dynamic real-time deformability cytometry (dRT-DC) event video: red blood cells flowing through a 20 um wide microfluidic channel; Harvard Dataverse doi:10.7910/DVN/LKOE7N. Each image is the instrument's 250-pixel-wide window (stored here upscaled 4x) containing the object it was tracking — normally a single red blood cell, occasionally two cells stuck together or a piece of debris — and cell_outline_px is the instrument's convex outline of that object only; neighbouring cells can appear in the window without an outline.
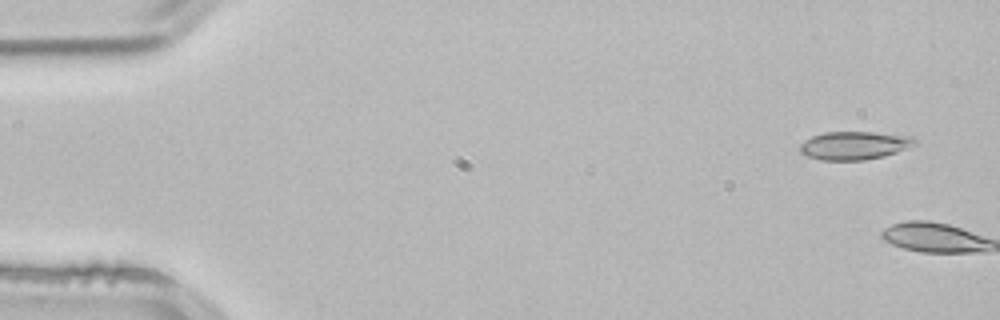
{"species": "common noctule bat (a hibernating species)", "species_latin": "Nyctalus noctula", "temperature_condition": "room temperature", "stored_images_in_passage": 4, "camera_frame_rate_fps": 3000, "um_per_image_px": 0.085, "animal": {"sex": "male", "body_mass_g": 21.5, "forearm_length_mm": 52.0}, "frame": {"image": 1, "passage_image": 1, "time_ms": 0.0, "image_size_px": [1000, 320], "cell_outline_px": [[920, 144], [884, 156], [864, 160], [820, 160], [808, 156], [800, 152], [800, 144], [804, 140], [812, 136], [824, 132], [872, 132], [912, 136]], "centroid_in_image_um": [72.65, 12.36], "position_along_channel_um": 12.4, "area_um2": 19.02}}
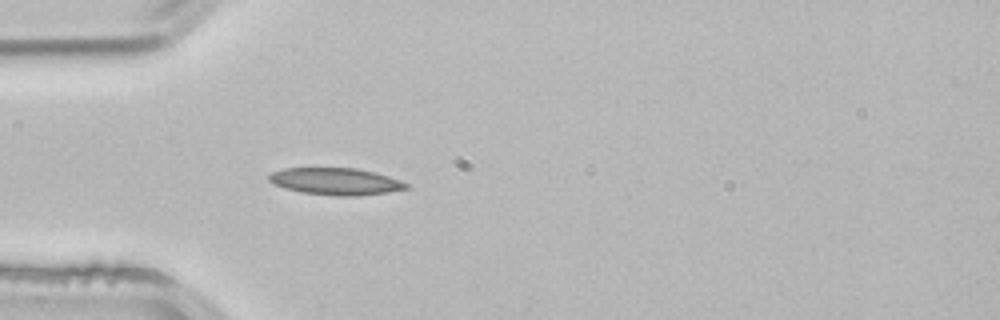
{"frame": {"image": 2, "passage_image": 4, "time_ms": 1.0, "image_size_px": [1000, 320], "cell_outline_px": [[408, 188], [388, 192], [356, 196], [336, 196], [304, 192], [284, 188], [268, 180], [268, 176], [272, 172], [284, 168], [356, 168], [376, 172], [400, 180], [408, 184]], "centroid_in_image_um": [28.55, 15.41], "position_along_channel_um": 56.5, "area_um2": 21.44}}